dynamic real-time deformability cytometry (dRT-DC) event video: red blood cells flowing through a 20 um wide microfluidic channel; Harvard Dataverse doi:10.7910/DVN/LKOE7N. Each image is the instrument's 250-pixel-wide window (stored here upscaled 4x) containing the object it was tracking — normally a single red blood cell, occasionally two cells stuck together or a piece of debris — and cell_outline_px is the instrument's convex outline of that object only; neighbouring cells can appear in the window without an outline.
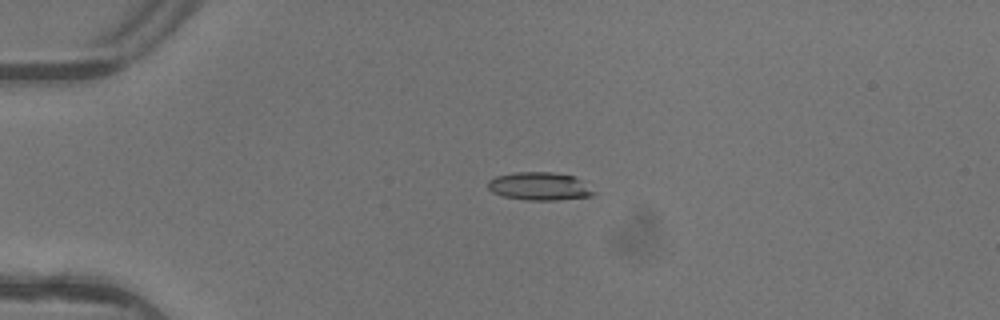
{"species": "common noctule bat (a hibernating species)", "species_latin": "Nyctalus noctula", "temperature_condition": "warm", "stored_images_in_passage": 4, "camera_frame_rate_fps": 3000, "um_per_image_px": 0.085, "animal": {"sex": "female"}, "frame": {"image": 1, "passage_image": 3, "time_ms": 0.667, "image_size_px": [1000, 320], "cell_outline_px": [[596, 192], [592, 196], [556, 200], [528, 200], [504, 196], [492, 192], [488, 188], [488, 180], [496, 176], [516, 172], [552, 172], [576, 176]], "centroid_in_image_um": [45.87, 15.82], "position_along_channel_um": 39.1, "area_um2": 17.28}}